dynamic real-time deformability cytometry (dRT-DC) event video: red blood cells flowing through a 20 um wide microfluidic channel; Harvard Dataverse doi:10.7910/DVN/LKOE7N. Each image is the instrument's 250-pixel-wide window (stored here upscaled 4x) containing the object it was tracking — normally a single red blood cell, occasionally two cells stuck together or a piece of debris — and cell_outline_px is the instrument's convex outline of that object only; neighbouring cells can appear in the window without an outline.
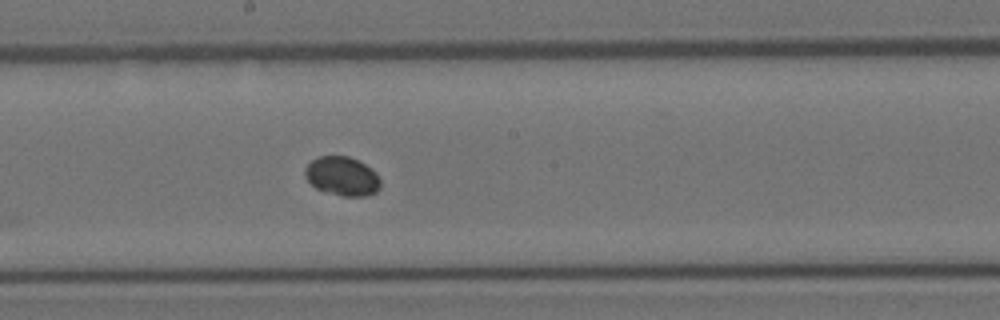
{"species": "Egyptian fruit bat (a non-hibernating species)", "species_latin": "Rousettus aegyptiacus", "temperature_condition": "room temperature", "stored_images_in_passage": 5, "camera_frame_rate_fps": 3000, "um_per_image_px": 0.085, "animal": {"sex": "female"}, "frame": {"image": 1, "passage_image": 5, "time_ms": 1.333, "image_size_px": [1000, 320], "cell_outline_px": [[380, 188], [376, 192], [368, 196], [344, 196], [316, 188], [304, 176], [304, 168], [316, 156], [348, 156], [364, 164], [376, 172], [380, 180]], "centroid_in_image_um": [29.08, 14.97], "position_along_channel_um": 219.1, "area_um2": 17.05}}